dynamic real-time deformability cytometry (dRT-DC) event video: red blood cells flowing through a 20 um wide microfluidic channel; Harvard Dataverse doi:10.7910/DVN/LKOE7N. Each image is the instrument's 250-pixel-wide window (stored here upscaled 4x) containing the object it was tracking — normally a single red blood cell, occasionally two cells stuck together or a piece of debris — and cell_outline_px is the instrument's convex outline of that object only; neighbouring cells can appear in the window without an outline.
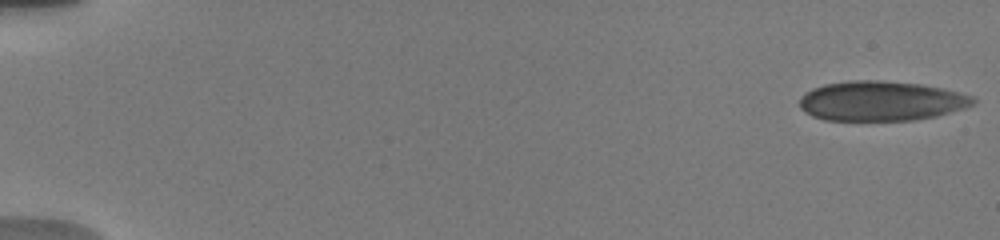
{"species": "human", "species_latin": "Homo sapiens", "temperature_condition": "warm", "stored_images_in_passage": 12, "camera_frame_rate_fps": 3000, "um_per_image_px": 0.085, "donor": {"sex": "male"}, "frame": {"image": 1, "passage_image": 1, "time_ms": 0.0, "image_size_px": [1000, 240], "cell_outline_px": [[976, 104], [968, 108], [936, 116], [912, 120], [824, 120], [812, 116], [804, 112], [800, 108], [800, 100], [812, 88], [824, 84], [852, 80], [876, 80], [920, 84], [944, 88], [976, 96]], "centroid_in_image_um": [74.97, 8.58], "position_along_channel_um": 10.0, "area_um2": 40.46}}
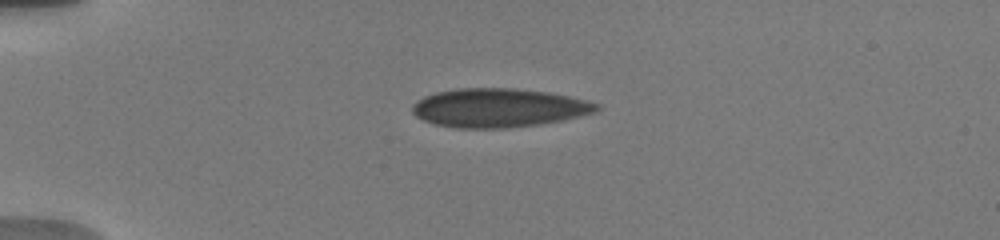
{"frame": {"image": 2, "passage_image": 7, "time_ms": 4.333, "image_size_px": [1000, 240], "cell_outline_px": [[600, 108], [596, 112], [564, 120], [540, 124], [508, 128], [456, 128], [436, 124], [424, 120], [416, 116], [412, 112], [412, 104], [416, 100], [424, 96], [436, 92], [456, 88], [512, 88], [548, 92], [588, 100], [600, 104]], "centroid_in_image_um": [42.4, 9.16], "position_along_channel_um": 42.6, "area_um2": 41.91}}
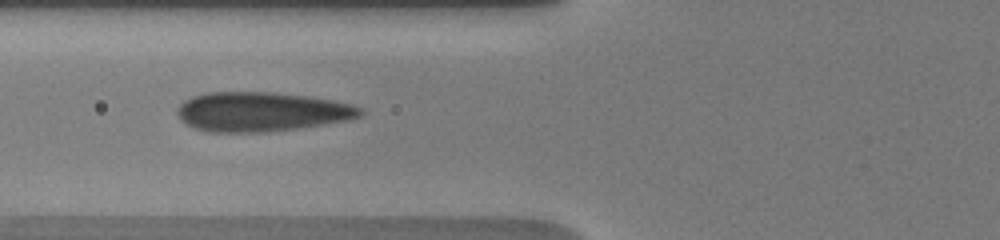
{"frame": {"image": 3, "passage_image": 11, "time_ms": 7.0, "image_size_px": [1000, 240], "cell_outline_px": [[364, 112], [360, 116], [348, 120], [296, 128], [264, 132], [208, 132], [196, 128], [180, 120], [176, 112], [180, 104], [184, 100], [192, 96], [208, 92], [276, 92], [308, 96], [332, 100], [352, 104], [364, 108]], "centroid_in_image_um": [22.22, 9.49], "position_along_channel_um": 103.6, "area_um2": 42.08}}